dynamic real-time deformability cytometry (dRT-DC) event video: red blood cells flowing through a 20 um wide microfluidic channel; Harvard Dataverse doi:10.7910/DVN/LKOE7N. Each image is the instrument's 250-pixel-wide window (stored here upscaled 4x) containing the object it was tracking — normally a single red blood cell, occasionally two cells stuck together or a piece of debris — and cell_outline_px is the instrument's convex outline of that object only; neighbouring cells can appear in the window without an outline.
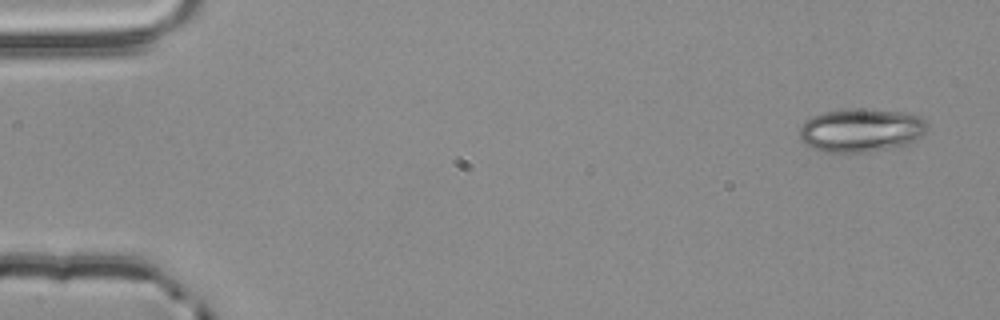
{"species": "common noctule bat (a hibernating species)", "species_latin": "Nyctalus noctula", "temperature_condition": "room temperature", "stored_images_in_passage": 3, "camera_frame_rate_fps": 3000, "um_per_image_px": 0.085, "animal": {"sex": "male", "body_mass_g": 20.4}, "frame": {"image": 1, "passage_image": 1, "time_ms": 0.0, "image_size_px": [1000, 320], "cell_outline_px": [[928, 128], [920, 136], [908, 144], [896, 148], [864, 152], [824, 152], [812, 148], [804, 144], [800, 140], [800, 128], [804, 120], [812, 116], [824, 112], [848, 108], [860, 108], [904, 112], [920, 116], [928, 124]], "centroid_in_image_um": [73.18, 11.07], "position_along_channel_um": 11.8, "area_um2": 32.77}}